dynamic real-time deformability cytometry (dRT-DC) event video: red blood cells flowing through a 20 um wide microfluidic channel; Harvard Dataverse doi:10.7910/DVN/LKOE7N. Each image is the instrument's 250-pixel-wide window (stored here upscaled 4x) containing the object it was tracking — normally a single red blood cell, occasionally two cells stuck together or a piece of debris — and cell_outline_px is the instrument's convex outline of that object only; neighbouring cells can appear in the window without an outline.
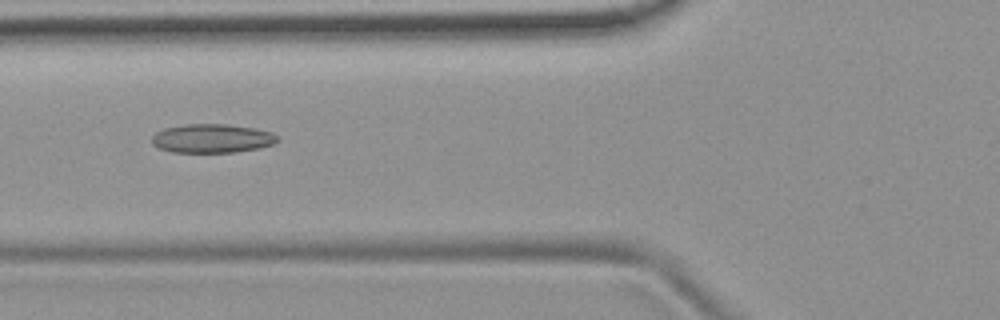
{"species": "common noctule bat (a hibernating species)", "species_latin": "Nyctalus noctula", "temperature_condition": "room temperature", "stored_images_in_passage": 8, "camera_frame_rate_fps": 3000, "um_per_image_px": 0.085, "animal": {"sex": "female", "body_mass_g": 19.9}, "frame": {"image": 1, "passage_image": 6, "time_ms": 1.667, "image_size_px": [1000, 320], "cell_outline_px": [[280, 140], [272, 144], [260, 148], [232, 152], [172, 152], [160, 148], [152, 144], [152, 136], [156, 132], [164, 128], [184, 124], [228, 124], [256, 128], [272, 132]], "centroid_in_image_um": [18.03, 11.75], "position_along_channel_um": 107.8, "area_um2": 21.15}}
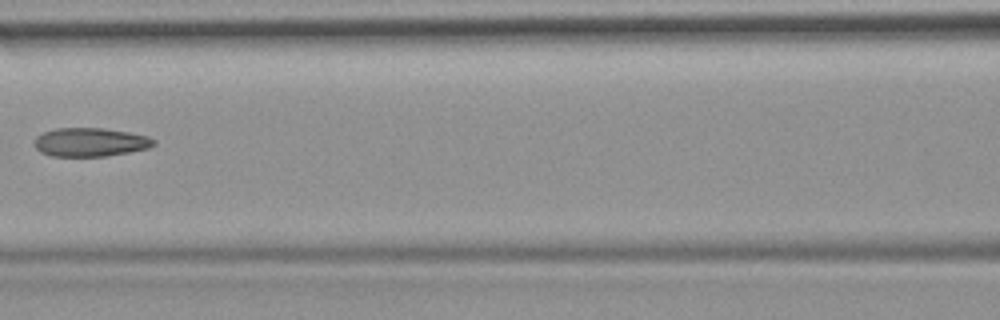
{"frame": {"image": 2, "passage_image": 7, "time_ms": 2.0, "image_size_px": [1000, 320], "cell_outline_px": [[156, 144], [148, 148], [128, 152], [104, 156], [52, 156], [40, 152], [36, 148], [36, 136], [44, 132], [56, 128], [104, 128], [128, 132], [148, 136], [156, 140]], "centroid_in_image_um": [7.69, 12.08], "position_along_channel_um": 158.9, "area_um2": 19.83}}
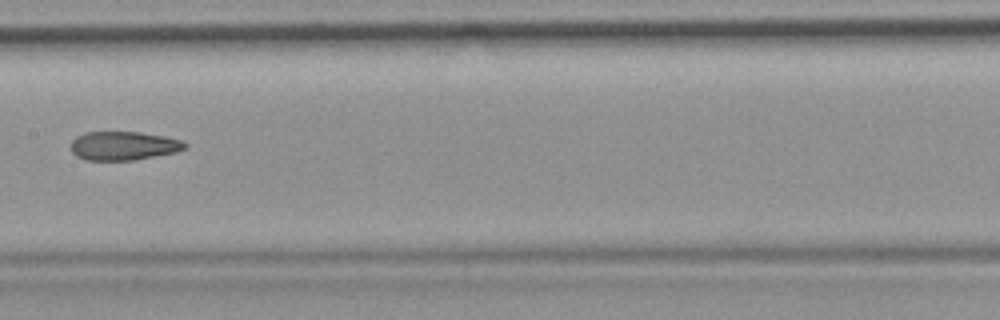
{"frame": {"image": 3, "passage_image": 8, "time_ms": 2.333, "image_size_px": [1000, 320], "cell_outline_px": [[188, 144], [184, 148], [176, 152], [136, 160], [88, 160], [76, 156], [72, 152], [72, 140], [76, 136], [84, 132], [140, 132], [164, 136], [184, 140]], "centroid_in_image_um": [10.52, 12.39], "position_along_channel_um": 196.9, "area_um2": 19.19}}